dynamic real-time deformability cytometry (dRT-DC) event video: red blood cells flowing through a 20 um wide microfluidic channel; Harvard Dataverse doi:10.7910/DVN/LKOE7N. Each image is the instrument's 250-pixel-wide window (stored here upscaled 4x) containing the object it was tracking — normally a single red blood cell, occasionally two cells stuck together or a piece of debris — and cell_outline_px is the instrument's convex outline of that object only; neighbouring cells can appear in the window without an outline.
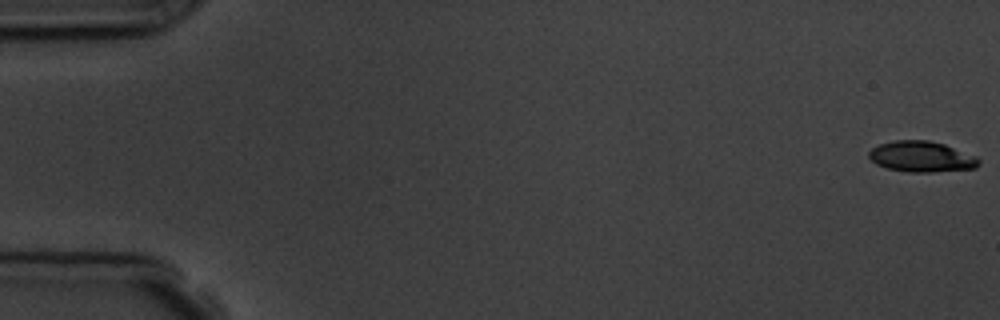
{"species": "common noctule bat (a hibernating species)", "species_latin": "Nyctalus noctula", "temperature_condition": "room temperature", "stored_images_in_passage": 7, "camera_frame_rate_fps": 3000, "um_per_image_px": 0.085, "animal": {"sex": "male", "body_mass_g": 19.5, "forearm_length_mm": 54.6}, "frame": {"image": 1, "passage_image": 1, "time_ms": 0.0, "image_size_px": [1000, 320], "cell_outline_px": [[980, 164], [976, 168], [932, 172], [908, 172], [888, 168], [876, 164], [868, 156], [868, 152], [872, 148], [880, 144], [896, 140], [928, 140], [944, 144], [976, 156], [980, 160]], "centroid_in_image_um": [78.34, 13.32], "position_along_channel_um": 6.7, "area_um2": 19.65}}
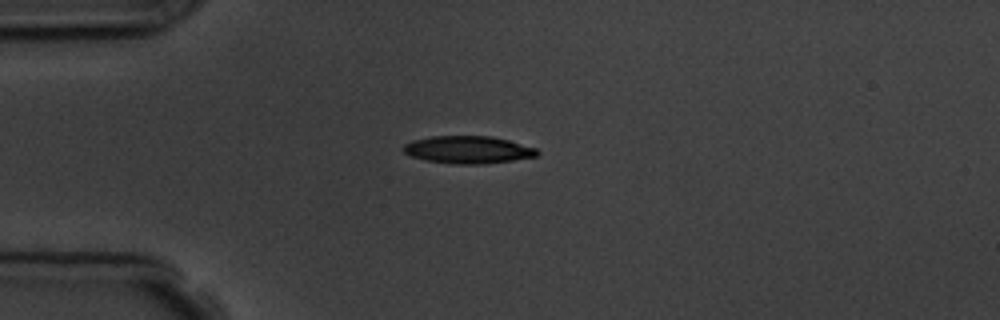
{"frame": {"image": 2, "passage_image": 5, "time_ms": 4.667, "image_size_px": [1000, 320], "cell_outline_px": [[540, 152], [536, 156], [512, 160], [484, 164], [456, 164], [424, 160], [412, 156], [404, 152], [400, 148], [404, 144], [412, 140], [432, 136], [492, 136], [508, 140], [536, 148]], "centroid_in_image_um": [39.75, 12.72], "position_along_channel_um": 45.2, "area_um2": 21.44}}